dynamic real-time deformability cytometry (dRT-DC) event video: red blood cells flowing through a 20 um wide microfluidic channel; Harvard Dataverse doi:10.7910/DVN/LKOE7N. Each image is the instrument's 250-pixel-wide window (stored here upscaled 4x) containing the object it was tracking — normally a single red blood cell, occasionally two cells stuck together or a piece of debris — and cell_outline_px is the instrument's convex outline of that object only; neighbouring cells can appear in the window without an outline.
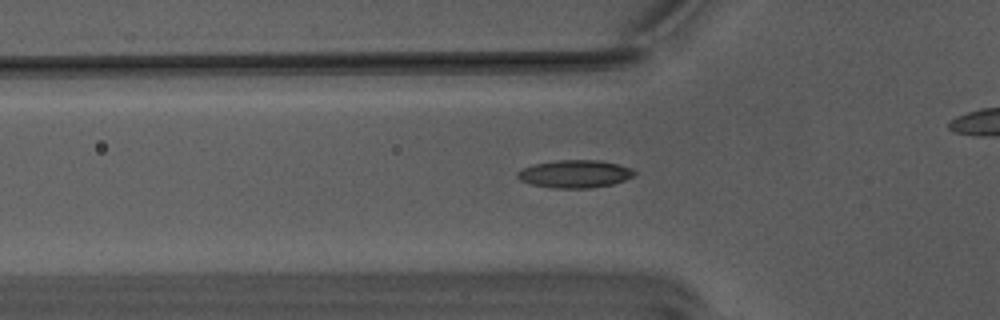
{"species": "Egyptian fruit bat (a non-hibernating species)", "species_latin": "Rousettus aegyptiacus", "temperature_condition": "warm", "stored_images_in_passage": 47, "camera_frame_rate_fps": 3000, "um_per_image_px": 0.085, "animal": {"sex": "male"}, "frame": {"image": 1, "passage_image": 10, "time_ms": 3.0, "image_size_px": [1000, 320], "cell_outline_px": [[636, 176], [612, 184], [588, 188], [552, 188], [532, 184], [520, 180], [516, 176], [516, 172], [524, 168], [536, 164], [556, 160], [600, 160], [632, 168], [636, 172]], "centroid_in_image_um": [48.88, 14.78], "position_along_channel_um": 76.9, "area_um2": 18.84}}
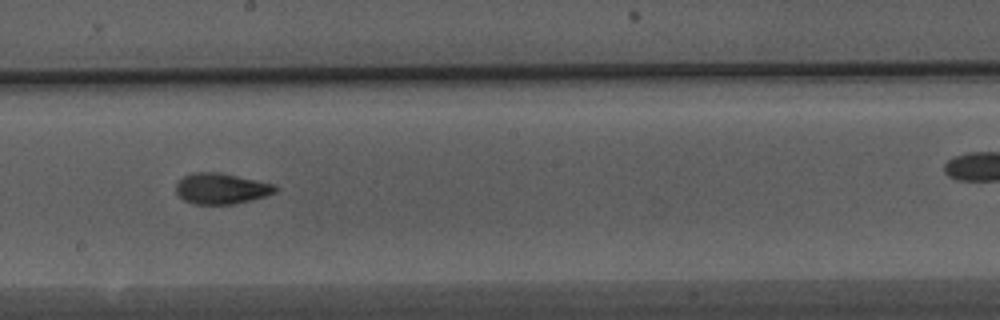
{"frame": {"image": 2, "passage_image": 22, "time_ms": 7.0, "image_size_px": [1000, 320], "cell_outline_px": [[280, 188], [276, 192], [252, 200], [232, 204], [196, 204], [184, 200], [176, 192], [176, 184], [184, 176], [192, 172], [220, 172], [276, 184]], "centroid_in_image_um": [18.85, 16.02], "position_along_channel_um": 229.4, "area_um2": 17.92}}
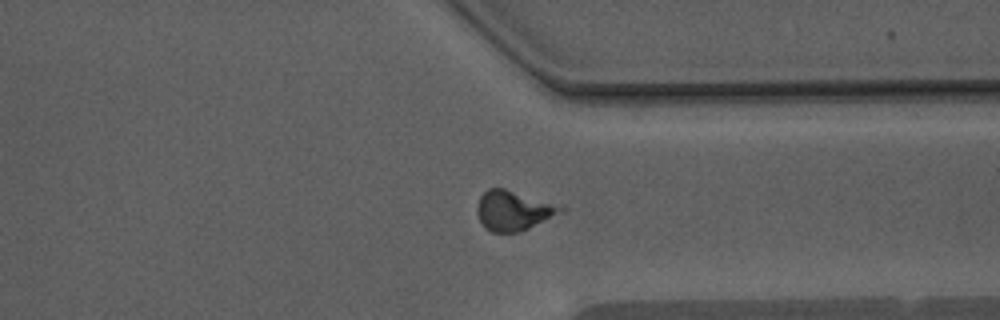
{"frame": {"image": 3, "passage_image": 33, "time_ms": 10.667, "image_size_px": [1000, 320], "cell_outline_px": [[568, 208], [564, 212], [520, 232], [492, 232], [484, 228], [476, 212], [476, 208], [480, 196], [488, 188], [504, 188]], "centroid_in_image_um": [43.63, 17.91], "position_along_channel_um": 367.8, "area_um2": 19.36}, "authors_computed_cell_mechanics": {"area_um2": 17.629, "velocity_mm_per_s": 3.7948, "shape_relaxation_time_tau1_ms": 2.9889, "shape_relaxation_time_tau2_ms": 3.5299, "deformation_change_tau1": 0.1228, "deformation_change_tau2": 0.1208}}